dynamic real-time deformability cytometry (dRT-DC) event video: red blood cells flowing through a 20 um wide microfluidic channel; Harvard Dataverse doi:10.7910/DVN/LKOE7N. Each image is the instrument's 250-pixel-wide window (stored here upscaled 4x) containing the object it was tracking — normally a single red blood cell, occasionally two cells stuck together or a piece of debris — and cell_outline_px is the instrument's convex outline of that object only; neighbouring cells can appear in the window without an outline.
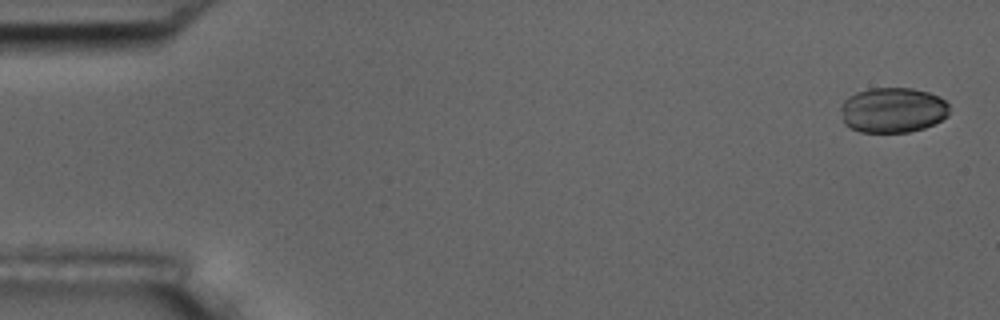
{"species": "common noctule bat (a hibernating species)", "species_latin": "Nyctalus noctula", "temperature_condition": "room temperature", "stored_images_in_passage": 5, "camera_frame_rate_fps": 3000, "um_per_image_px": 0.085, "animal": {"sex": "male", "body_mass_g": 17.5, "forearm_length_mm": 52.3}, "frame": {"image": 1, "passage_image": 1, "time_ms": 0.0, "image_size_px": [1000, 320], "cell_outline_px": [[948, 116], [924, 128], [908, 132], [860, 132], [844, 124], [840, 108], [840, 104], [848, 96], [856, 92], [868, 88], [912, 88], [928, 92], [940, 96], [948, 104]], "centroid_in_image_um": [75.86, 9.34], "position_along_channel_um": 9.1, "area_um2": 28.78}}
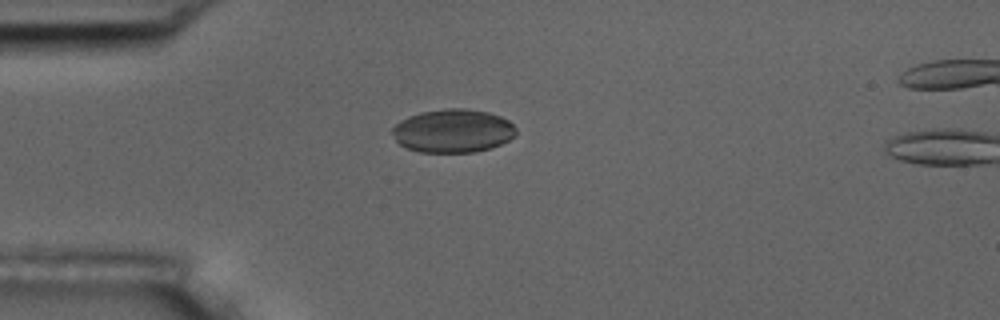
{"frame": {"image": 2, "passage_image": 4, "time_ms": 4.333, "image_size_px": [1000, 320], "cell_outline_px": [[516, 132], [508, 140], [492, 148], [476, 152], [420, 152], [408, 148], [400, 144], [396, 140], [392, 132], [392, 128], [400, 120], [408, 116], [420, 112], [448, 108], [464, 108], [488, 112], [500, 116], [508, 120], [516, 128]], "centroid_in_image_um": [38.49, 11.12], "position_along_channel_um": 46.5, "area_um2": 31.27}}